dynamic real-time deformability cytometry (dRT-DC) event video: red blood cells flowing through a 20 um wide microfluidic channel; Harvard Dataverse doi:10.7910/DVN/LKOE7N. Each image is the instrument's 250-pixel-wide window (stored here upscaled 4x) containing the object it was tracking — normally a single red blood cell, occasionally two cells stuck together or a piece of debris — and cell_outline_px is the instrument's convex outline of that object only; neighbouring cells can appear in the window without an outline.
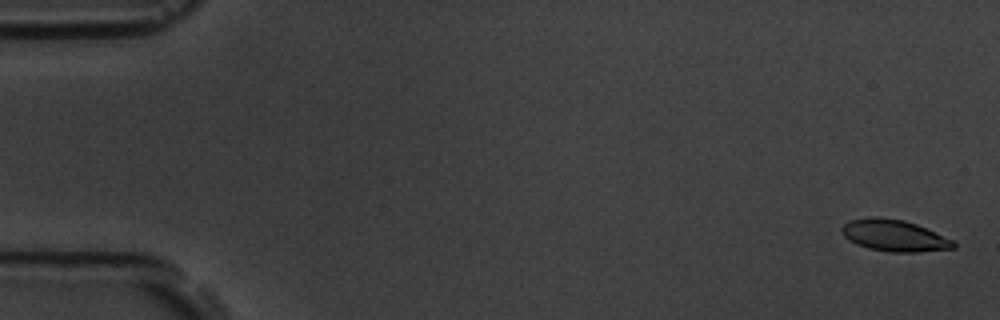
{"species": "common noctule bat (a hibernating species)", "species_latin": "Nyctalus noctula", "temperature_condition": "room temperature", "stored_images_in_passage": 9, "camera_frame_rate_fps": 3000, "um_per_image_px": 0.085, "animal": {"sex": "male", "body_mass_g": 19.5, "forearm_length_mm": 54.6}, "frame": {"image": 1, "passage_image": 1, "time_ms": 0.0, "image_size_px": [1000, 320], "cell_outline_px": [[956, 248], [916, 252], [888, 252], [868, 248], [856, 244], [848, 240], [840, 232], [840, 228], [848, 220], [872, 216], [880, 216], [904, 220], [916, 224], [952, 240], [956, 244]], "centroid_in_image_um": [75.95, 20.01], "position_along_channel_um": 9.1, "area_um2": 20.69}}
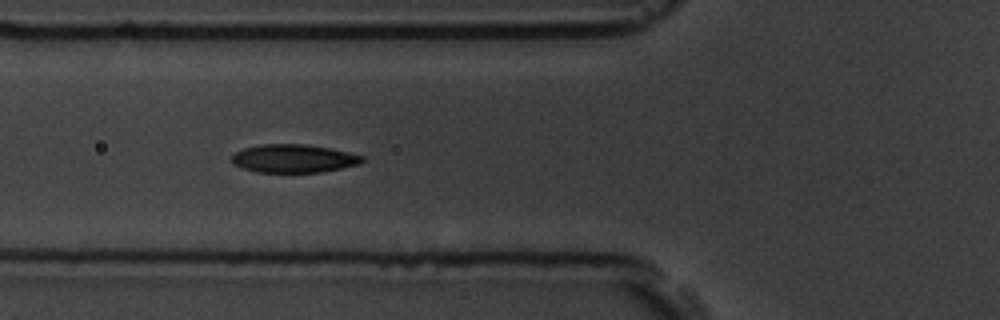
{"frame": {"image": 2, "passage_image": 7, "time_ms": 6.667, "image_size_px": [1000, 320], "cell_outline_px": [[364, 160], [360, 164], [320, 172], [256, 172], [232, 164], [232, 156], [236, 152], [244, 148], [260, 144], [304, 144], [328, 148], [348, 152], [364, 156]], "centroid_in_image_um": [24.95, 13.47], "position_along_channel_um": 100.9, "area_um2": 21.33}}
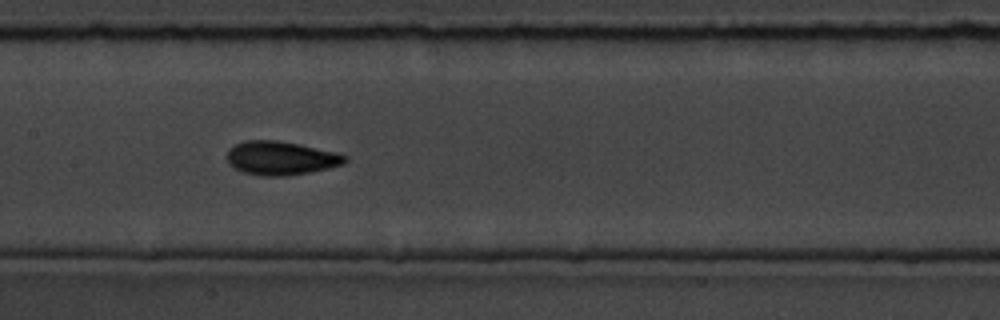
{"frame": {"image": 3, "passage_image": 9, "time_ms": 9.0, "image_size_px": [1000, 320], "cell_outline_px": [[348, 160], [344, 164], [328, 168], [288, 176], [260, 176], [244, 172], [228, 164], [228, 148], [244, 140], [276, 140], [300, 144], [336, 152], [348, 156]], "centroid_in_image_um": [23.88, 13.43], "position_along_channel_um": 183.5, "area_um2": 23.24}}